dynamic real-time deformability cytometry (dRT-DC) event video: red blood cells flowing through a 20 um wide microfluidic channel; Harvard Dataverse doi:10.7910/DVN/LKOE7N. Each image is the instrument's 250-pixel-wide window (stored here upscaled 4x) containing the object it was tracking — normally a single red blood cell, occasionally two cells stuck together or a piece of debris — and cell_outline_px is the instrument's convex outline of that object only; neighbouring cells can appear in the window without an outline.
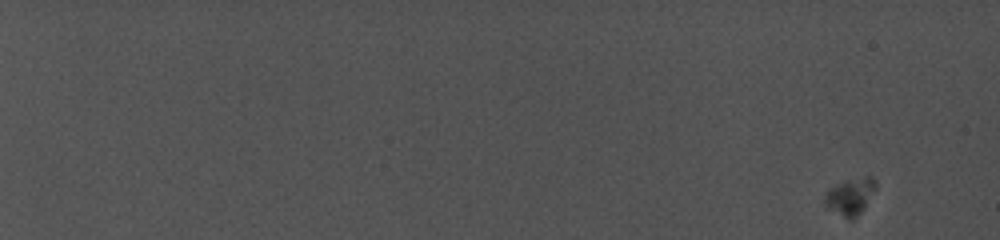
{"species": "common noctule bat (a hibernating species)", "species_latin": "Nyctalus noctula", "temperature_condition": "cold", "stored_images_in_passage": 74, "camera_frame_rate_fps": 5000, "um_per_image_px": 0.085, "animal": {"sex": "female", "body_mass_g": 19.0, "forearm_length_mm": 56.7}, "frame": {"image": 1, "passage_image": 1, "time_ms": 0.0, "image_size_px": [1000, 240], "cell_outline_px": [[876, 188], [864, 208], [852, 220], [848, 220], [828, 208], [824, 200], [824, 196], [836, 184], [848, 180], [868, 176], [872, 176], [876, 180]], "centroid_in_image_um": [72.3, 16.7], "position_along_channel_um": 12.7, "area_um2": 10.69}}
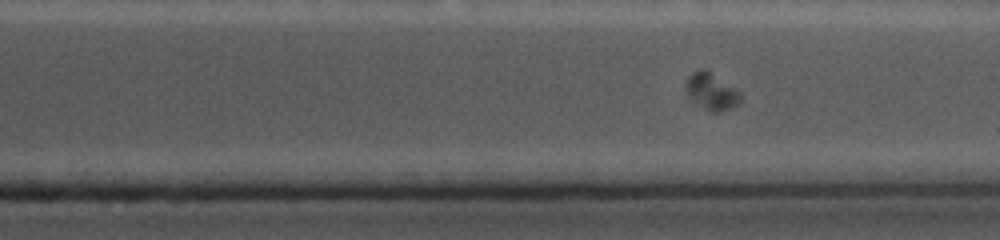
{"frame": {"image": 2, "passage_image": 66, "time_ms": 17.2, "image_size_px": [1000, 240], "cell_outline_px": [[740, 104], [716, 112], [704, 108], [688, 100], [688, 76], [692, 72], [704, 68], [736, 88], [740, 92]], "centroid_in_image_um": [60.48, 7.77], "position_along_channel_um": 350.9, "area_um2": 11.44}}
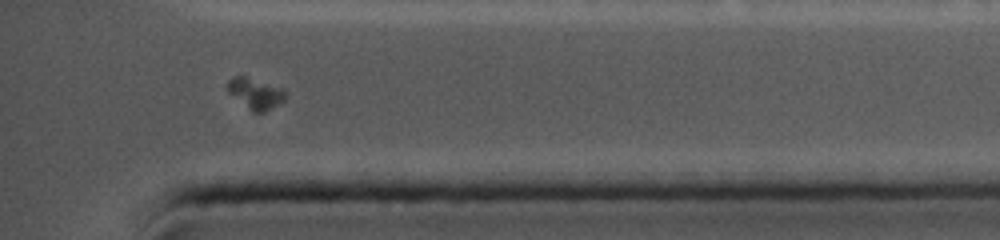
{"frame": {"image": 3, "passage_image": 74, "time_ms": 18.8, "image_size_px": [1000, 240], "cell_outline_px": [[284, 100], [264, 112], [252, 112], [228, 92], [228, 80], [232, 76], [244, 76], [284, 88]], "centroid_in_image_um": [21.7, 7.94], "position_along_channel_um": 413.5, "area_um2": 10.17}}